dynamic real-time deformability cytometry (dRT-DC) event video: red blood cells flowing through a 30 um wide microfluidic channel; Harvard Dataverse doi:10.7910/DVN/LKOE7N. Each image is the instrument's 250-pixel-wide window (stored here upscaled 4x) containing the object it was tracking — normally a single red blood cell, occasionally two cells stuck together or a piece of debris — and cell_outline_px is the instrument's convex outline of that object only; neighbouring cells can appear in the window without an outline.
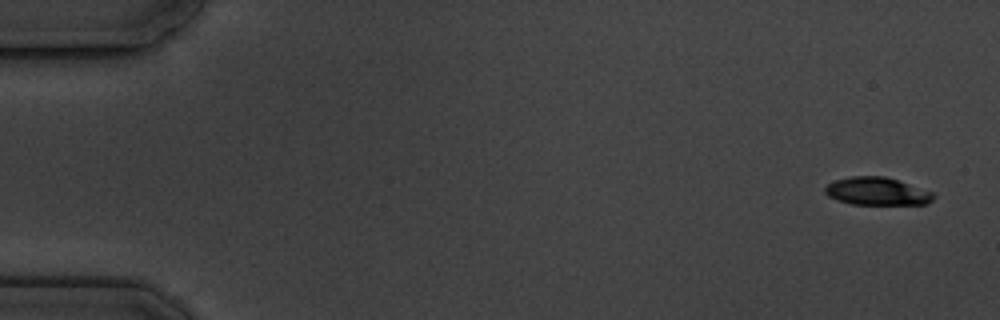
{"species": "common noctule bat (a hibernating species)", "species_latin": "Nyctalus noctula", "temperature_condition": "cold", "stored_images_in_passage": 11, "camera_frame_rate_fps": 3000, "um_per_image_px": 0.085, "animal": {"sex": "male", "body_mass_g": 19.5, "forearm_length_mm": 54.6}, "frame": {"image": 1, "passage_image": 1, "time_ms": 0.0, "image_size_px": [1000, 320], "cell_outline_px": [[936, 196], [928, 204], [852, 204], [836, 200], [828, 196], [824, 192], [824, 188], [828, 184], [836, 180], [852, 176], [884, 176], [932, 192]], "centroid_in_image_um": [74.52, 16.27], "position_along_channel_um": 10.5, "area_um2": 17.4}}
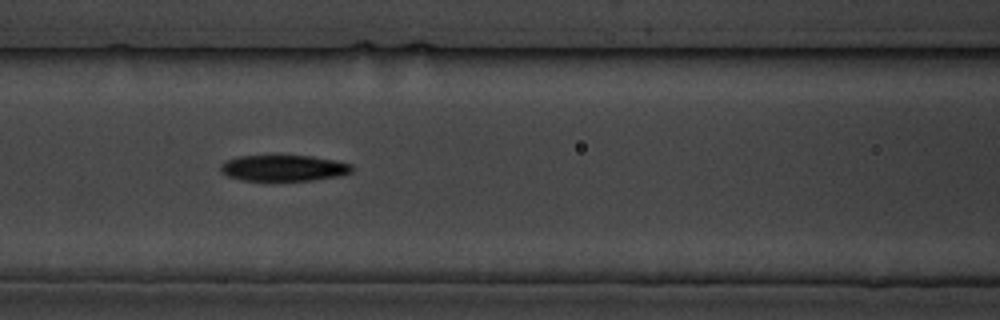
{"frame": {"image": 2, "passage_image": 7, "time_ms": 7.667, "image_size_px": [1000, 320], "cell_outline_px": [[352, 172], [340, 176], [312, 180], [244, 180], [228, 176], [220, 172], [220, 164], [228, 160], [240, 156], [312, 156], [336, 160], [352, 164]], "centroid_in_image_um": [24.14, 14.28], "position_along_channel_um": 142.5, "area_um2": 19.83}}
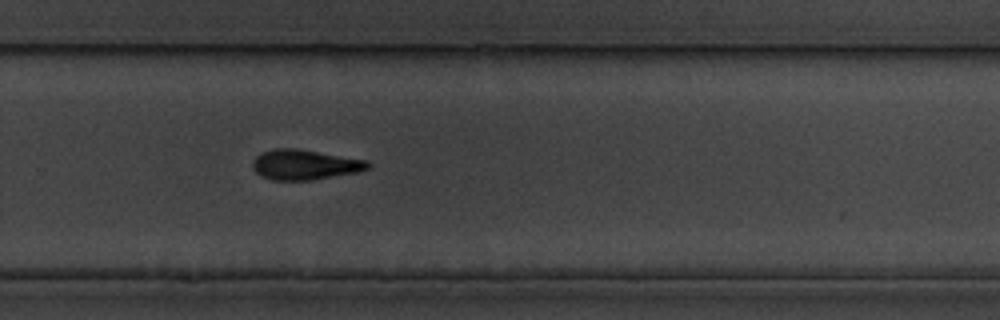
{"frame": {"image": 3, "passage_image": 11, "time_ms": 12.333, "image_size_px": [1000, 320], "cell_outline_px": [[368, 168], [360, 172], [308, 180], [272, 180], [260, 176], [252, 168], [252, 160], [256, 156], [264, 152], [276, 148], [296, 148], [368, 160]], "centroid_in_image_um": [25.88, 14.0], "position_along_channel_um": 303.9, "area_um2": 20.17}}